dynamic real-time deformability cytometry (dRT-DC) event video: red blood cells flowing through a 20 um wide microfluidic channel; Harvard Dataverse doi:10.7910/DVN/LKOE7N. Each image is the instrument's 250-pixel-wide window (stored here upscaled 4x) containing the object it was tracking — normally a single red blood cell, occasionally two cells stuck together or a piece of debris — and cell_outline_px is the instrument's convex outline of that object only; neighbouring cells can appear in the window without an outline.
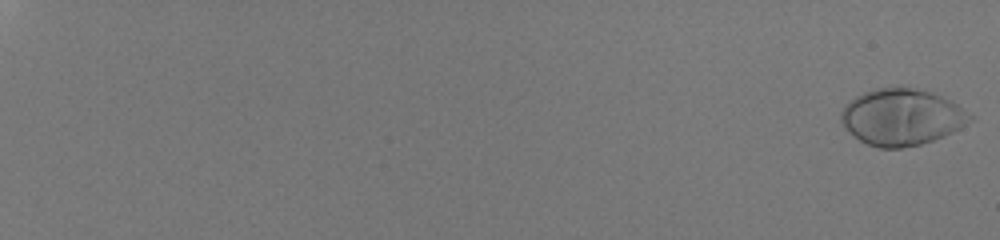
{"species": "human", "species_latin": "Homo sapiens", "temperature_condition": "room temperature", "stored_images_in_passage": 57, "camera_frame_rate_fps": 3000, "um_per_image_px": 0.085, "donor": {"sex": "male"}, "frame": {"image": 1, "passage_image": 1, "time_ms": 0.0, "image_size_px": [1000, 240], "cell_outline_px": [[972, 120], [960, 128], [944, 136], [920, 144], [900, 148], [880, 148], [868, 144], [860, 140], [840, 120], [840, 112], [844, 104], [856, 96], [864, 92], [880, 88], [912, 88], [928, 92], [952, 100], [972, 116]], "centroid_in_image_um": [76.64, 9.95], "position_along_channel_um": 8.4, "area_um2": 41.79}}
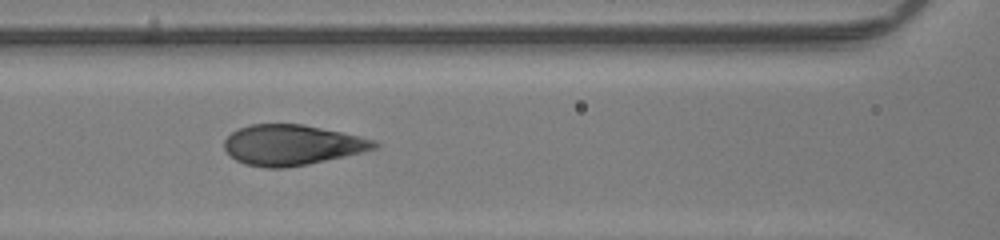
{"frame": {"image": 2, "passage_image": 32, "time_ms": 10.333, "image_size_px": [1000, 240], "cell_outline_px": [[380, 144], [376, 148], [344, 156], [308, 164], [284, 168], [264, 168], [244, 164], [236, 160], [224, 148], [224, 140], [232, 132], [248, 124], [304, 124], [340, 132], [372, 140]], "centroid_in_image_um": [24.76, 12.32], "position_along_channel_um": 141.8, "area_um2": 34.97}}
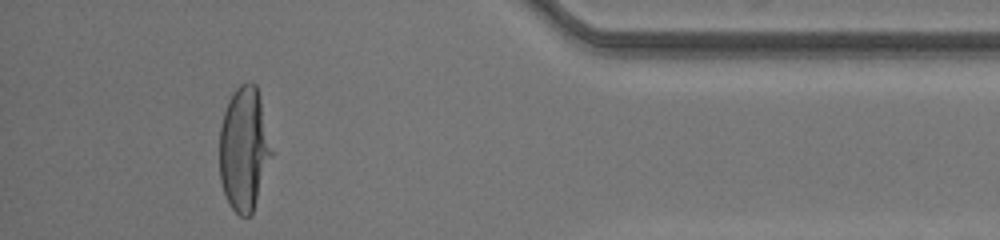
{"frame": {"image": 3, "passage_image": 54, "time_ms": 17.667, "image_size_px": [1000, 240], "cell_outline_px": [[272, 152], [252, 216], [240, 216], [228, 204], [220, 180], [220, 128], [224, 112], [228, 100], [236, 88], [240, 84], [248, 80], [252, 80], [256, 84], [260, 96]], "centroid_in_image_um": [20.73, 12.64], "position_along_channel_um": 414.5, "area_um2": 37.4}, "authors_computed_cell_mechanics": {"area_um2": 37.5122, "velocity_mm_per_s": 4.0775, "shape_relaxation_time_tau1_ms": 4.0812, "shape_relaxation_time_tau2_ms": null, "deformation_change_tau1": 0.2304, "deformation_change_tau2": null}}